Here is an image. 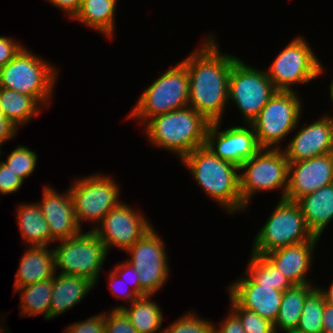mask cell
I'll return each instance as SVG.
<instances>
[{
  "mask_svg": "<svg viewBox=\"0 0 333 333\" xmlns=\"http://www.w3.org/2000/svg\"><path fill=\"white\" fill-rule=\"evenodd\" d=\"M216 35H208L202 46L182 62L189 76V104L210 123L221 121L229 104L228 87L232 65L239 59L223 54Z\"/></svg>",
  "mask_w": 333,
  "mask_h": 333,
  "instance_id": "1",
  "label": "cell"
},
{
  "mask_svg": "<svg viewBox=\"0 0 333 333\" xmlns=\"http://www.w3.org/2000/svg\"><path fill=\"white\" fill-rule=\"evenodd\" d=\"M197 185L227 213L243 212L239 167L222 160L205 145L181 159Z\"/></svg>",
  "mask_w": 333,
  "mask_h": 333,
  "instance_id": "2",
  "label": "cell"
},
{
  "mask_svg": "<svg viewBox=\"0 0 333 333\" xmlns=\"http://www.w3.org/2000/svg\"><path fill=\"white\" fill-rule=\"evenodd\" d=\"M210 122L187 106L149 119L144 126L147 140L159 149L169 150L180 160L206 143Z\"/></svg>",
  "mask_w": 333,
  "mask_h": 333,
  "instance_id": "3",
  "label": "cell"
},
{
  "mask_svg": "<svg viewBox=\"0 0 333 333\" xmlns=\"http://www.w3.org/2000/svg\"><path fill=\"white\" fill-rule=\"evenodd\" d=\"M56 69L54 65L41 59V56L23 47L11 61L0 68V88L31 96L41 107H49L58 78Z\"/></svg>",
  "mask_w": 333,
  "mask_h": 333,
  "instance_id": "4",
  "label": "cell"
},
{
  "mask_svg": "<svg viewBox=\"0 0 333 333\" xmlns=\"http://www.w3.org/2000/svg\"><path fill=\"white\" fill-rule=\"evenodd\" d=\"M189 104V76L181 61L146 87L127 119L145 124L149 119Z\"/></svg>",
  "mask_w": 333,
  "mask_h": 333,
  "instance_id": "5",
  "label": "cell"
},
{
  "mask_svg": "<svg viewBox=\"0 0 333 333\" xmlns=\"http://www.w3.org/2000/svg\"><path fill=\"white\" fill-rule=\"evenodd\" d=\"M319 239L309 230L298 204L280 199L256 233L251 253L265 255L278 248Z\"/></svg>",
  "mask_w": 333,
  "mask_h": 333,
  "instance_id": "6",
  "label": "cell"
},
{
  "mask_svg": "<svg viewBox=\"0 0 333 333\" xmlns=\"http://www.w3.org/2000/svg\"><path fill=\"white\" fill-rule=\"evenodd\" d=\"M289 162L282 148H261L256 154L247 159L240 167V194L243 211H246L252 196L261 191L281 189L285 199L288 186Z\"/></svg>",
  "mask_w": 333,
  "mask_h": 333,
  "instance_id": "7",
  "label": "cell"
},
{
  "mask_svg": "<svg viewBox=\"0 0 333 333\" xmlns=\"http://www.w3.org/2000/svg\"><path fill=\"white\" fill-rule=\"evenodd\" d=\"M302 101L296 91H276L250 123L261 148L278 149L280 142L297 129Z\"/></svg>",
  "mask_w": 333,
  "mask_h": 333,
  "instance_id": "8",
  "label": "cell"
},
{
  "mask_svg": "<svg viewBox=\"0 0 333 333\" xmlns=\"http://www.w3.org/2000/svg\"><path fill=\"white\" fill-rule=\"evenodd\" d=\"M59 242L60 245L53 248L56 272L60 268V274L81 276L96 285L108 254L98 235L93 230L82 231Z\"/></svg>",
  "mask_w": 333,
  "mask_h": 333,
  "instance_id": "9",
  "label": "cell"
},
{
  "mask_svg": "<svg viewBox=\"0 0 333 333\" xmlns=\"http://www.w3.org/2000/svg\"><path fill=\"white\" fill-rule=\"evenodd\" d=\"M323 68L308 42L298 36L279 52L266 73L277 91H296L292 85L320 77Z\"/></svg>",
  "mask_w": 333,
  "mask_h": 333,
  "instance_id": "10",
  "label": "cell"
},
{
  "mask_svg": "<svg viewBox=\"0 0 333 333\" xmlns=\"http://www.w3.org/2000/svg\"><path fill=\"white\" fill-rule=\"evenodd\" d=\"M69 193L81 228L83 221L97 222L98 226L111 209L122 203L119 201L120 187L117 182L112 176L100 173L75 179Z\"/></svg>",
  "mask_w": 333,
  "mask_h": 333,
  "instance_id": "11",
  "label": "cell"
},
{
  "mask_svg": "<svg viewBox=\"0 0 333 333\" xmlns=\"http://www.w3.org/2000/svg\"><path fill=\"white\" fill-rule=\"evenodd\" d=\"M276 91L266 70L251 67L240 58L232 65L228 100L236 104L244 124H250L258 116Z\"/></svg>",
  "mask_w": 333,
  "mask_h": 333,
  "instance_id": "12",
  "label": "cell"
},
{
  "mask_svg": "<svg viewBox=\"0 0 333 333\" xmlns=\"http://www.w3.org/2000/svg\"><path fill=\"white\" fill-rule=\"evenodd\" d=\"M164 242L152 226L126 251L131 256L127 261L140 276V296H154L167 283L170 268Z\"/></svg>",
  "mask_w": 333,
  "mask_h": 333,
  "instance_id": "13",
  "label": "cell"
},
{
  "mask_svg": "<svg viewBox=\"0 0 333 333\" xmlns=\"http://www.w3.org/2000/svg\"><path fill=\"white\" fill-rule=\"evenodd\" d=\"M144 212L135 211L132 206L122 202L111 209L93 230L104 244L107 252L112 246L127 251L151 229L152 224Z\"/></svg>",
  "mask_w": 333,
  "mask_h": 333,
  "instance_id": "14",
  "label": "cell"
},
{
  "mask_svg": "<svg viewBox=\"0 0 333 333\" xmlns=\"http://www.w3.org/2000/svg\"><path fill=\"white\" fill-rule=\"evenodd\" d=\"M222 121L211 122L206 132L205 146L222 160L240 167L261 147L251 124L233 126L220 131Z\"/></svg>",
  "mask_w": 333,
  "mask_h": 333,
  "instance_id": "15",
  "label": "cell"
},
{
  "mask_svg": "<svg viewBox=\"0 0 333 333\" xmlns=\"http://www.w3.org/2000/svg\"><path fill=\"white\" fill-rule=\"evenodd\" d=\"M333 183V152L289 163L285 199L297 201Z\"/></svg>",
  "mask_w": 333,
  "mask_h": 333,
  "instance_id": "16",
  "label": "cell"
},
{
  "mask_svg": "<svg viewBox=\"0 0 333 333\" xmlns=\"http://www.w3.org/2000/svg\"><path fill=\"white\" fill-rule=\"evenodd\" d=\"M241 278V279H240ZM228 287L229 296L242 308L276 321L283 291L257 284L246 272Z\"/></svg>",
  "mask_w": 333,
  "mask_h": 333,
  "instance_id": "17",
  "label": "cell"
},
{
  "mask_svg": "<svg viewBox=\"0 0 333 333\" xmlns=\"http://www.w3.org/2000/svg\"><path fill=\"white\" fill-rule=\"evenodd\" d=\"M285 147L282 150L289 163L332 153V119L330 116L324 115L309 125L305 124Z\"/></svg>",
  "mask_w": 333,
  "mask_h": 333,
  "instance_id": "18",
  "label": "cell"
},
{
  "mask_svg": "<svg viewBox=\"0 0 333 333\" xmlns=\"http://www.w3.org/2000/svg\"><path fill=\"white\" fill-rule=\"evenodd\" d=\"M42 201L37 202L43 216L49 226L51 243L71 238L82 232L77 222L74 205L69 189L66 192L58 193L54 187L46 185L43 187Z\"/></svg>",
  "mask_w": 333,
  "mask_h": 333,
  "instance_id": "19",
  "label": "cell"
},
{
  "mask_svg": "<svg viewBox=\"0 0 333 333\" xmlns=\"http://www.w3.org/2000/svg\"><path fill=\"white\" fill-rule=\"evenodd\" d=\"M319 240H309L275 249L265 256L293 285L311 284L307 279Z\"/></svg>",
  "mask_w": 333,
  "mask_h": 333,
  "instance_id": "20",
  "label": "cell"
},
{
  "mask_svg": "<svg viewBox=\"0 0 333 333\" xmlns=\"http://www.w3.org/2000/svg\"><path fill=\"white\" fill-rule=\"evenodd\" d=\"M21 258L14 287L29 286L31 284L53 279L56 274L55 254L48 246H28Z\"/></svg>",
  "mask_w": 333,
  "mask_h": 333,
  "instance_id": "21",
  "label": "cell"
},
{
  "mask_svg": "<svg viewBox=\"0 0 333 333\" xmlns=\"http://www.w3.org/2000/svg\"><path fill=\"white\" fill-rule=\"evenodd\" d=\"M52 279V296L50 302V319L63 314L79 304L95 284L87 278L58 273ZM57 276V277H56Z\"/></svg>",
  "mask_w": 333,
  "mask_h": 333,
  "instance_id": "22",
  "label": "cell"
},
{
  "mask_svg": "<svg viewBox=\"0 0 333 333\" xmlns=\"http://www.w3.org/2000/svg\"><path fill=\"white\" fill-rule=\"evenodd\" d=\"M298 204L309 230L321 237L324 229L333 220V183L299 198Z\"/></svg>",
  "mask_w": 333,
  "mask_h": 333,
  "instance_id": "23",
  "label": "cell"
},
{
  "mask_svg": "<svg viewBox=\"0 0 333 333\" xmlns=\"http://www.w3.org/2000/svg\"><path fill=\"white\" fill-rule=\"evenodd\" d=\"M116 4L117 0H82L81 7L73 20L112 39L115 33Z\"/></svg>",
  "mask_w": 333,
  "mask_h": 333,
  "instance_id": "24",
  "label": "cell"
},
{
  "mask_svg": "<svg viewBox=\"0 0 333 333\" xmlns=\"http://www.w3.org/2000/svg\"><path fill=\"white\" fill-rule=\"evenodd\" d=\"M20 234L25 245L48 246L51 244L49 226L38 203H22L15 211Z\"/></svg>",
  "mask_w": 333,
  "mask_h": 333,
  "instance_id": "25",
  "label": "cell"
},
{
  "mask_svg": "<svg viewBox=\"0 0 333 333\" xmlns=\"http://www.w3.org/2000/svg\"><path fill=\"white\" fill-rule=\"evenodd\" d=\"M152 295L139 296L129 306L120 305L113 310H122L130 319L137 333H163V313ZM151 298V299H150ZM157 332V333H158Z\"/></svg>",
  "mask_w": 333,
  "mask_h": 333,
  "instance_id": "26",
  "label": "cell"
},
{
  "mask_svg": "<svg viewBox=\"0 0 333 333\" xmlns=\"http://www.w3.org/2000/svg\"><path fill=\"white\" fill-rule=\"evenodd\" d=\"M315 284L293 285L283 292L282 302L274 327L278 331L296 330L306 297L317 287Z\"/></svg>",
  "mask_w": 333,
  "mask_h": 333,
  "instance_id": "27",
  "label": "cell"
},
{
  "mask_svg": "<svg viewBox=\"0 0 333 333\" xmlns=\"http://www.w3.org/2000/svg\"><path fill=\"white\" fill-rule=\"evenodd\" d=\"M20 293V312L23 317L44 316L50 319V302L52 296V279L37 282L29 286L14 287Z\"/></svg>",
  "mask_w": 333,
  "mask_h": 333,
  "instance_id": "28",
  "label": "cell"
},
{
  "mask_svg": "<svg viewBox=\"0 0 333 333\" xmlns=\"http://www.w3.org/2000/svg\"><path fill=\"white\" fill-rule=\"evenodd\" d=\"M0 106L4 116L18 129L32 121L43 108L31 96L7 88H0Z\"/></svg>",
  "mask_w": 333,
  "mask_h": 333,
  "instance_id": "29",
  "label": "cell"
},
{
  "mask_svg": "<svg viewBox=\"0 0 333 333\" xmlns=\"http://www.w3.org/2000/svg\"><path fill=\"white\" fill-rule=\"evenodd\" d=\"M246 273L260 285L273 286L274 289L285 291L293 284L265 256L251 253Z\"/></svg>",
  "mask_w": 333,
  "mask_h": 333,
  "instance_id": "30",
  "label": "cell"
},
{
  "mask_svg": "<svg viewBox=\"0 0 333 333\" xmlns=\"http://www.w3.org/2000/svg\"><path fill=\"white\" fill-rule=\"evenodd\" d=\"M325 300L316 287L305 299L296 331L299 333H322Z\"/></svg>",
  "mask_w": 333,
  "mask_h": 333,
  "instance_id": "31",
  "label": "cell"
},
{
  "mask_svg": "<svg viewBox=\"0 0 333 333\" xmlns=\"http://www.w3.org/2000/svg\"><path fill=\"white\" fill-rule=\"evenodd\" d=\"M37 157L36 152L27 146L19 145L9 153L7 160L3 163L24 181L34 172Z\"/></svg>",
  "mask_w": 333,
  "mask_h": 333,
  "instance_id": "32",
  "label": "cell"
},
{
  "mask_svg": "<svg viewBox=\"0 0 333 333\" xmlns=\"http://www.w3.org/2000/svg\"><path fill=\"white\" fill-rule=\"evenodd\" d=\"M230 310L239 318L246 333H276L274 323L240 307L230 296Z\"/></svg>",
  "mask_w": 333,
  "mask_h": 333,
  "instance_id": "33",
  "label": "cell"
},
{
  "mask_svg": "<svg viewBox=\"0 0 333 333\" xmlns=\"http://www.w3.org/2000/svg\"><path fill=\"white\" fill-rule=\"evenodd\" d=\"M214 323L187 311L183 316L164 328L163 333H213Z\"/></svg>",
  "mask_w": 333,
  "mask_h": 333,
  "instance_id": "34",
  "label": "cell"
},
{
  "mask_svg": "<svg viewBox=\"0 0 333 333\" xmlns=\"http://www.w3.org/2000/svg\"><path fill=\"white\" fill-rule=\"evenodd\" d=\"M108 314V315H107ZM104 332L105 333H137L132 326L130 319L122 310H111L104 312Z\"/></svg>",
  "mask_w": 333,
  "mask_h": 333,
  "instance_id": "35",
  "label": "cell"
},
{
  "mask_svg": "<svg viewBox=\"0 0 333 333\" xmlns=\"http://www.w3.org/2000/svg\"><path fill=\"white\" fill-rule=\"evenodd\" d=\"M65 333H104V313L71 323L66 327Z\"/></svg>",
  "mask_w": 333,
  "mask_h": 333,
  "instance_id": "36",
  "label": "cell"
},
{
  "mask_svg": "<svg viewBox=\"0 0 333 333\" xmlns=\"http://www.w3.org/2000/svg\"><path fill=\"white\" fill-rule=\"evenodd\" d=\"M23 182L3 161H0V193L2 195L15 193L22 187Z\"/></svg>",
  "mask_w": 333,
  "mask_h": 333,
  "instance_id": "37",
  "label": "cell"
},
{
  "mask_svg": "<svg viewBox=\"0 0 333 333\" xmlns=\"http://www.w3.org/2000/svg\"><path fill=\"white\" fill-rule=\"evenodd\" d=\"M112 271L124 282L127 283V280H130L128 283L130 284L131 282L130 285L132 286V290L140 296V276L137 269H135L128 261H125L123 263L116 264Z\"/></svg>",
  "mask_w": 333,
  "mask_h": 333,
  "instance_id": "38",
  "label": "cell"
},
{
  "mask_svg": "<svg viewBox=\"0 0 333 333\" xmlns=\"http://www.w3.org/2000/svg\"><path fill=\"white\" fill-rule=\"evenodd\" d=\"M24 47L22 43L7 36H0V68L11 61Z\"/></svg>",
  "mask_w": 333,
  "mask_h": 333,
  "instance_id": "39",
  "label": "cell"
},
{
  "mask_svg": "<svg viewBox=\"0 0 333 333\" xmlns=\"http://www.w3.org/2000/svg\"><path fill=\"white\" fill-rule=\"evenodd\" d=\"M109 288H110V291H111V294L113 295V296H115V297H117L118 299H123V300H125L126 302L125 303H127V301L129 300V302L130 303H132L134 300H136L138 297H139V295L135 292V291H133L130 287H129V289H128V287H127V289H128V291L127 290H125V289H123L124 287H123V285H125V284H123L124 283V281L121 279V278H119L113 271H112V268H111V271H109ZM120 282L123 284H120ZM127 284V283H126ZM122 285V286H121ZM121 287H123V288H121ZM120 288H121V290H120ZM122 290H125L124 291V293H123V291ZM122 292V293H121Z\"/></svg>",
  "mask_w": 333,
  "mask_h": 333,
  "instance_id": "40",
  "label": "cell"
},
{
  "mask_svg": "<svg viewBox=\"0 0 333 333\" xmlns=\"http://www.w3.org/2000/svg\"><path fill=\"white\" fill-rule=\"evenodd\" d=\"M223 322L214 325L213 333H246L239 318L229 309L228 315Z\"/></svg>",
  "mask_w": 333,
  "mask_h": 333,
  "instance_id": "41",
  "label": "cell"
},
{
  "mask_svg": "<svg viewBox=\"0 0 333 333\" xmlns=\"http://www.w3.org/2000/svg\"><path fill=\"white\" fill-rule=\"evenodd\" d=\"M56 8H60L68 18L73 19L78 13L82 0H47Z\"/></svg>",
  "mask_w": 333,
  "mask_h": 333,
  "instance_id": "42",
  "label": "cell"
},
{
  "mask_svg": "<svg viewBox=\"0 0 333 333\" xmlns=\"http://www.w3.org/2000/svg\"><path fill=\"white\" fill-rule=\"evenodd\" d=\"M18 127L14 125L9 119L7 118H0V149L1 145L6 143V141H10L11 138L15 137Z\"/></svg>",
  "mask_w": 333,
  "mask_h": 333,
  "instance_id": "43",
  "label": "cell"
},
{
  "mask_svg": "<svg viewBox=\"0 0 333 333\" xmlns=\"http://www.w3.org/2000/svg\"><path fill=\"white\" fill-rule=\"evenodd\" d=\"M322 333H333V305L325 303L323 311Z\"/></svg>",
  "mask_w": 333,
  "mask_h": 333,
  "instance_id": "44",
  "label": "cell"
},
{
  "mask_svg": "<svg viewBox=\"0 0 333 333\" xmlns=\"http://www.w3.org/2000/svg\"><path fill=\"white\" fill-rule=\"evenodd\" d=\"M317 288L322 293L325 303L333 305V283L330 285L329 289Z\"/></svg>",
  "mask_w": 333,
  "mask_h": 333,
  "instance_id": "45",
  "label": "cell"
},
{
  "mask_svg": "<svg viewBox=\"0 0 333 333\" xmlns=\"http://www.w3.org/2000/svg\"><path fill=\"white\" fill-rule=\"evenodd\" d=\"M331 86L329 87L330 88V98H331V102H333V80H332V82H331V84H330Z\"/></svg>",
  "mask_w": 333,
  "mask_h": 333,
  "instance_id": "46",
  "label": "cell"
},
{
  "mask_svg": "<svg viewBox=\"0 0 333 333\" xmlns=\"http://www.w3.org/2000/svg\"><path fill=\"white\" fill-rule=\"evenodd\" d=\"M1 325V324H0ZM3 326L1 325L0 326V333H11L10 331L8 332H5L7 329H5V328H2ZM4 329V330H3Z\"/></svg>",
  "mask_w": 333,
  "mask_h": 333,
  "instance_id": "47",
  "label": "cell"
},
{
  "mask_svg": "<svg viewBox=\"0 0 333 333\" xmlns=\"http://www.w3.org/2000/svg\"><path fill=\"white\" fill-rule=\"evenodd\" d=\"M0 118H6L5 116H4V113H3V110H2V107L0 106Z\"/></svg>",
  "mask_w": 333,
  "mask_h": 333,
  "instance_id": "48",
  "label": "cell"
},
{
  "mask_svg": "<svg viewBox=\"0 0 333 333\" xmlns=\"http://www.w3.org/2000/svg\"><path fill=\"white\" fill-rule=\"evenodd\" d=\"M286 333H299L296 330H292V331H286Z\"/></svg>",
  "mask_w": 333,
  "mask_h": 333,
  "instance_id": "49",
  "label": "cell"
}]
</instances>
